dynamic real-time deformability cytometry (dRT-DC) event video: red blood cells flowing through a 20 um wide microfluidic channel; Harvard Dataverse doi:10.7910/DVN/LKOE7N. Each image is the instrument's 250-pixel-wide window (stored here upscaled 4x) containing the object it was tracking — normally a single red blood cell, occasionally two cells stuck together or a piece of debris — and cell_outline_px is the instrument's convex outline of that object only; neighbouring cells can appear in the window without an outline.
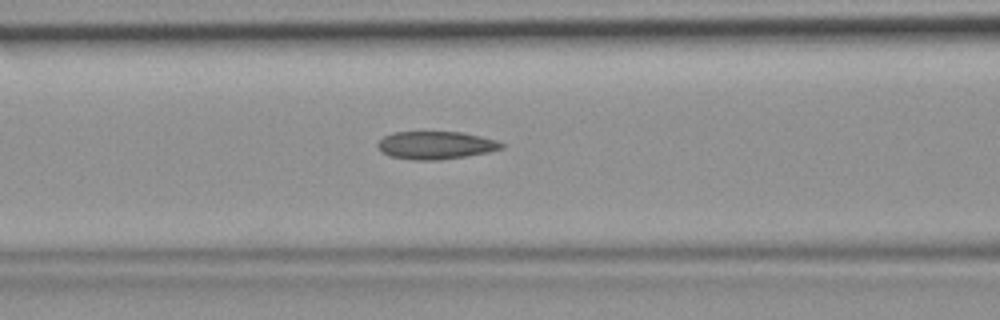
{"species": "common noctule bat (a hibernating species)", "species_latin": "Nyctalus noctula", "temperature_condition": "room temperature", "stored_images_in_passage": 40, "camera_frame_rate_fps": 3000, "um_per_image_px": 0.085, "animal": {"sex": "female", "body_mass_g": 19.9}, "frame": {"image": 1, "passage_image": 13, "time_ms": 4.0, "image_size_px": [1000, 320], "cell_outline_px": [[504, 148], [488, 152], [440, 160], [412, 160], [388, 156], [380, 152], [376, 144], [384, 136], [392, 132], [464, 132], [496, 140], [504, 144]], "centroid_in_image_um": [37.0, 12.35], "position_along_channel_um": 129.6, "area_um2": 20.23}}
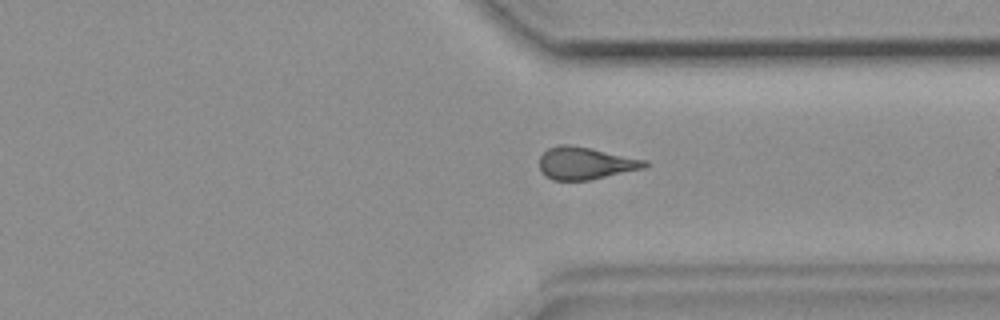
{"frame": {"image": 2, "passage_image": 29, "time_ms": 9.333, "image_size_px": [1000, 320], "cell_outline_px": [[648, 164], [644, 168], [588, 180], [552, 180], [544, 176], [540, 168], [540, 156], [548, 148], [560, 144], [568, 144], [592, 148], [648, 160]], "centroid_in_image_um": [49.75, 13.86], "position_along_channel_um": 361.7, "area_um2": 19.88}}
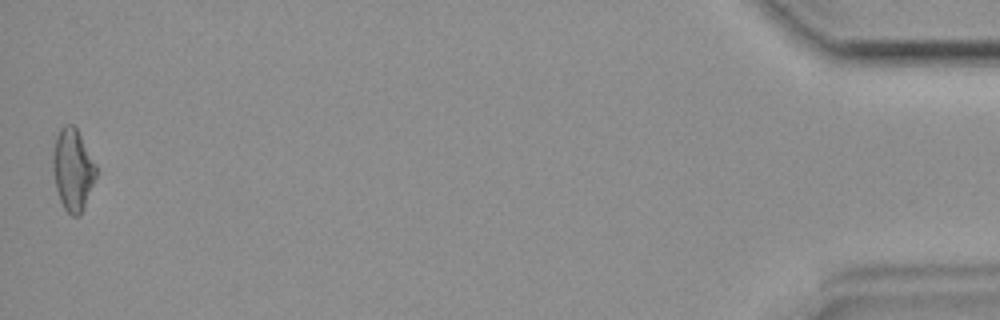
{"frame": {"image": 3, "passage_image": 40, "time_ms": 13.0, "image_size_px": [1000, 320], "cell_outline_px": [[96, 176], [80, 216], [72, 216], [64, 208], [60, 200], [56, 188], [52, 172], [52, 152], [56, 136], [60, 128], [64, 124], [72, 124], [76, 128], [96, 164]], "centroid_in_image_um": [6.16, 14.4], "position_along_channel_um": 429.0, "area_um2": 20.58}}